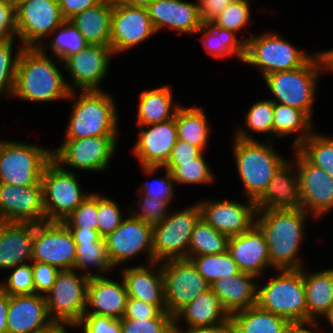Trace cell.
<instances>
[{"label": "cell", "instance_id": "1", "mask_svg": "<svg viewBox=\"0 0 333 333\" xmlns=\"http://www.w3.org/2000/svg\"><path fill=\"white\" fill-rule=\"evenodd\" d=\"M316 220L302 208L257 210L255 224L264 233L271 269H301L305 266L302 254L307 238V221Z\"/></svg>", "mask_w": 333, "mask_h": 333}, {"label": "cell", "instance_id": "2", "mask_svg": "<svg viewBox=\"0 0 333 333\" xmlns=\"http://www.w3.org/2000/svg\"><path fill=\"white\" fill-rule=\"evenodd\" d=\"M49 54L39 47L23 48L17 64L13 101L18 99L42 104L60 100L66 102L70 90L63 64Z\"/></svg>", "mask_w": 333, "mask_h": 333}, {"label": "cell", "instance_id": "3", "mask_svg": "<svg viewBox=\"0 0 333 333\" xmlns=\"http://www.w3.org/2000/svg\"><path fill=\"white\" fill-rule=\"evenodd\" d=\"M71 102L64 138L74 140L96 136H119L121 122L118 106L105 90L70 91Z\"/></svg>", "mask_w": 333, "mask_h": 333}, {"label": "cell", "instance_id": "4", "mask_svg": "<svg viewBox=\"0 0 333 333\" xmlns=\"http://www.w3.org/2000/svg\"><path fill=\"white\" fill-rule=\"evenodd\" d=\"M230 144L235 167L243 185L242 195L256 202L267 189L274 173L287 160L269 140H243L232 136ZM265 141V142H264Z\"/></svg>", "mask_w": 333, "mask_h": 333}, {"label": "cell", "instance_id": "5", "mask_svg": "<svg viewBox=\"0 0 333 333\" xmlns=\"http://www.w3.org/2000/svg\"><path fill=\"white\" fill-rule=\"evenodd\" d=\"M326 72L321 51L316 53L301 67L277 71L263 78L269 98L273 103H282L304 111L314 121V105L318 81Z\"/></svg>", "mask_w": 333, "mask_h": 333}, {"label": "cell", "instance_id": "6", "mask_svg": "<svg viewBox=\"0 0 333 333\" xmlns=\"http://www.w3.org/2000/svg\"><path fill=\"white\" fill-rule=\"evenodd\" d=\"M274 273L273 276L266 278V281L265 276L259 278L256 305L286 318L291 324L307 323L302 268L274 270Z\"/></svg>", "mask_w": 333, "mask_h": 333}, {"label": "cell", "instance_id": "7", "mask_svg": "<svg viewBox=\"0 0 333 333\" xmlns=\"http://www.w3.org/2000/svg\"><path fill=\"white\" fill-rule=\"evenodd\" d=\"M281 36L271 31L248 34L243 62L256 68L262 79L273 72L299 68L316 53H309Z\"/></svg>", "mask_w": 333, "mask_h": 333}, {"label": "cell", "instance_id": "8", "mask_svg": "<svg viewBox=\"0 0 333 333\" xmlns=\"http://www.w3.org/2000/svg\"><path fill=\"white\" fill-rule=\"evenodd\" d=\"M32 143L1 138L0 183L42 185L43 170L52 160V148Z\"/></svg>", "mask_w": 333, "mask_h": 333}, {"label": "cell", "instance_id": "9", "mask_svg": "<svg viewBox=\"0 0 333 333\" xmlns=\"http://www.w3.org/2000/svg\"><path fill=\"white\" fill-rule=\"evenodd\" d=\"M200 218L198 202L169 210L162 222L152 226L153 262L188 259L191 234Z\"/></svg>", "mask_w": 333, "mask_h": 333}, {"label": "cell", "instance_id": "10", "mask_svg": "<svg viewBox=\"0 0 333 333\" xmlns=\"http://www.w3.org/2000/svg\"><path fill=\"white\" fill-rule=\"evenodd\" d=\"M118 141V136L63 140L60 146L52 148V159L65 171L102 173L110 169Z\"/></svg>", "mask_w": 333, "mask_h": 333}, {"label": "cell", "instance_id": "11", "mask_svg": "<svg viewBox=\"0 0 333 333\" xmlns=\"http://www.w3.org/2000/svg\"><path fill=\"white\" fill-rule=\"evenodd\" d=\"M78 177L53 159L45 166L41 183L47 222H63L92 193L83 190Z\"/></svg>", "mask_w": 333, "mask_h": 333}, {"label": "cell", "instance_id": "12", "mask_svg": "<svg viewBox=\"0 0 333 333\" xmlns=\"http://www.w3.org/2000/svg\"><path fill=\"white\" fill-rule=\"evenodd\" d=\"M90 277L75 269L61 270L52 288L44 295L49 317L57 323L77 324L87 307Z\"/></svg>", "mask_w": 333, "mask_h": 333}, {"label": "cell", "instance_id": "13", "mask_svg": "<svg viewBox=\"0 0 333 333\" xmlns=\"http://www.w3.org/2000/svg\"><path fill=\"white\" fill-rule=\"evenodd\" d=\"M160 264L166 311L172 316H175L196 296L211 289V285L189 259H170Z\"/></svg>", "mask_w": 333, "mask_h": 333}, {"label": "cell", "instance_id": "14", "mask_svg": "<svg viewBox=\"0 0 333 333\" xmlns=\"http://www.w3.org/2000/svg\"><path fill=\"white\" fill-rule=\"evenodd\" d=\"M112 58H115L112 48L102 45H87L67 57L62 64L65 74L69 75L65 78L69 90H104L101 83L109 76L107 73L110 74Z\"/></svg>", "mask_w": 333, "mask_h": 333}, {"label": "cell", "instance_id": "15", "mask_svg": "<svg viewBox=\"0 0 333 333\" xmlns=\"http://www.w3.org/2000/svg\"><path fill=\"white\" fill-rule=\"evenodd\" d=\"M63 18L58 0H29L16 8V39L24 47H40Z\"/></svg>", "mask_w": 333, "mask_h": 333}, {"label": "cell", "instance_id": "16", "mask_svg": "<svg viewBox=\"0 0 333 333\" xmlns=\"http://www.w3.org/2000/svg\"><path fill=\"white\" fill-rule=\"evenodd\" d=\"M104 239L114 268L127 266L139 255H146L144 264L153 262L152 225L137 220L130 214Z\"/></svg>", "mask_w": 333, "mask_h": 333}, {"label": "cell", "instance_id": "17", "mask_svg": "<svg viewBox=\"0 0 333 333\" xmlns=\"http://www.w3.org/2000/svg\"><path fill=\"white\" fill-rule=\"evenodd\" d=\"M292 158L298 172L301 208L317 222L333 211V178L311 164L296 148Z\"/></svg>", "mask_w": 333, "mask_h": 333}, {"label": "cell", "instance_id": "18", "mask_svg": "<svg viewBox=\"0 0 333 333\" xmlns=\"http://www.w3.org/2000/svg\"><path fill=\"white\" fill-rule=\"evenodd\" d=\"M155 34L146 7L113 3L110 47L115 56L133 51Z\"/></svg>", "mask_w": 333, "mask_h": 333}, {"label": "cell", "instance_id": "19", "mask_svg": "<svg viewBox=\"0 0 333 333\" xmlns=\"http://www.w3.org/2000/svg\"><path fill=\"white\" fill-rule=\"evenodd\" d=\"M75 260L76 244L63 222L34 224L32 261L70 270L74 269Z\"/></svg>", "mask_w": 333, "mask_h": 333}, {"label": "cell", "instance_id": "20", "mask_svg": "<svg viewBox=\"0 0 333 333\" xmlns=\"http://www.w3.org/2000/svg\"><path fill=\"white\" fill-rule=\"evenodd\" d=\"M246 202L235 199H210L197 200L201 217L214 229L229 237L248 231L256 218L255 202L244 198Z\"/></svg>", "mask_w": 333, "mask_h": 333}, {"label": "cell", "instance_id": "21", "mask_svg": "<svg viewBox=\"0 0 333 333\" xmlns=\"http://www.w3.org/2000/svg\"><path fill=\"white\" fill-rule=\"evenodd\" d=\"M0 221L39 224L46 221L42 185L0 183Z\"/></svg>", "mask_w": 333, "mask_h": 333}, {"label": "cell", "instance_id": "22", "mask_svg": "<svg viewBox=\"0 0 333 333\" xmlns=\"http://www.w3.org/2000/svg\"><path fill=\"white\" fill-rule=\"evenodd\" d=\"M132 156L139 167H163L178 140L175 118L138 128Z\"/></svg>", "mask_w": 333, "mask_h": 333}, {"label": "cell", "instance_id": "23", "mask_svg": "<svg viewBox=\"0 0 333 333\" xmlns=\"http://www.w3.org/2000/svg\"><path fill=\"white\" fill-rule=\"evenodd\" d=\"M146 8L156 33L168 29L177 35L195 36L203 24L197 0H153Z\"/></svg>", "mask_w": 333, "mask_h": 333}, {"label": "cell", "instance_id": "24", "mask_svg": "<svg viewBox=\"0 0 333 333\" xmlns=\"http://www.w3.org/2000/svg\"><path fill=\"white\" fill-rule=\"evenodd\" d=\"M228 251L241 272L261 278L271 270L268 245L264 233L256 224L248 231L230 237Z\"/></svg>", "mask_w": 333, "mask_h": 333}, {"label": "cell", "instance_id": "25", "mask_svg": "<svg viewBox=\"0 0 333 333\" xmlns=\"http://www.w3.org/2000/svg\"><path fill=\"white\" fill-rule=\"evenodd\" d=\"M118 270L121 271L120 277L124 281L128 297L155 304L161 311H166L160 262L127 265Z\"/></svg>", "mask_w": 333, "mask_h": 333}, {"label": "cell", "instance_id": "26", "mask_svg": "<svg viewBox=\"0 0 333 333\" xmlns=\"http://www.w3.org/2000/svg\"><path fill=\"white\" fill-rule=\"evenodd\" d=\"M53 323L48 314L44 295L34 293L9 296L8 333H38Z\"/></svg>", "mask_w": 333, "mask_h": 333}, {"label": "cell", "instance_id": "27", "mask_svg": "<svg viewBox=\"0 0 333 333\" xmlns=\"http://www.w3.org/2000/svg\"><path fill=\"white\" fill-rule=\"evenodd\" d=\"M128 293L123 279L109 275L90 277L87 287V307L84 314H96L122 319Z\"/></svg>", "mask_w": 333, "mask_h": 333}, {"label": "cell", "instance_id": "28", "mask_svg": "<svg viewBox=\"0 0 333 333\" xmlns=\"http://www.w3.org/2000/svg\"><path fill=\"white\" fill-rule=\"evenodd\" d=\"M290 160L274 173L264 194L255 202L257 210L301 208L298 172L295 161Z\"/></svg>", "mask_w": 333, "mask_h": 333}, {"label": "cell", "instance_id": "29", "mask_svg": "<svg viewBox=\"0 0 333 333\" xmlns=\"http://www.w3.org/2000/svg\"><path fill=\"white\" fill-rule=\"evenodd\" d=\"M33 223L0 221V273L32 262Z\"/></svg>", "mask_w": 333, "mask_h": 333}, {"label": "cell", "instance_id": "30", "mask_svg": "<svg viewBox=\"0 0 333 333\" xmlns=\"http://www.w3.org/2000/svg\"><path fill=\"white\" fill-rule=\"evenodd\" d=\"M259 278L253 274L241 272L238 275L218 279L211 285L225 311L233 313L257 304Z\"/></svg>", "mask_w": 333, "mask_h": 333}, {"label": "cell", "instance_id": "31", "mask_svg": "<svg viewBox=\"0 0 333 333\" xmlns=\"http://www.w3.org/2000/svg\"><path fill=\"white\" fill-rule=\"evenodd\" d=\"M229 318L218 295L210 289L182 308L174 316V322L175 328L215 326L225 323Z\"/></svg>", "mask_w": 333, "mask_h": 333}, {"label": "cell", "instance_id": "32", "mask_svg": "<svg viewBox=\"0 0 333 333\" xmlns=\"http://www.w3.org/2000/svg\"><path fill=\"white\" fill-rule=\"evenodd\" d=\"M136 108V125L138 127L169 121L181 104L175 103L173 89L170 85L157 86L139 92Z\"/></svg>", "mask_w": 333, "mask_h": 333}, {"label": "cell", "instance_id": "33", "mask_svg": "<svg viewBox=\"0 0 333 333\" xmlns=\"http://www.w3.org/2000/svg\"><path fill=\"white\" fill-rule=\"evenodd\" d=\"M302 267L306 291L307 323L318 322L333 306V267L320 271ZM319 318V319H318Z\"/></svg>", "mask_w": 333, "mask_h": 333}, {"label": "cell", "instance_id": "34", "mask_svg": "<svg viewBox=\"0 0 333 333\" xmlns=\"http://www.w3.org/2000/svg\"><path fill=\"white\" fill-rule=\"evenodd\" d=\"M198 33L202 34L200 40L207 55L216 59L223 58V60L234 56L243 63L247 41L246 33L242 34L244 38H240L237 33L221 28L213 21L203 22L196 34Z\"/></svg>", "mask_w": 333, "mask_h": 333}, {"label": "cell", "instance_id": "35", "mask_svg": "<svg viewBox=\"0 0 333 333\" xmlns=\"http://www.w3.org/2000/svg\"><path fill=\"white\" fill-rule=\"evenodd\" d=\"M112 12L113 2L104 0L75 15L69 21L75 25L89 45L110 46Z\"/></svg>", "mask_w": 333, "mask_h": 333}, {"label": "cell", "instance_id": "36", "mask_svg": "<svg viewBox=\"0 0 333 333\" xmlns=\"http://www.w3.org/2000/svg\"><path fill=\"white\" fill-rule=\"evenodd\" d=\"M203 106L183 104L178 108L175 114L178 140L185 141L203 152H208L210 135L212 128L206 110Z\"/></svg>", "mask_w": 333, "mask_h": 333}, {"label": "cell", "instance_id": "37", "mask_svg": "<svg viewBox=\"0 0 333 333\" xmlns=\"http://www.w3.org/2000/svg\"><path fill=\"white\" fill-rule=\"evenodd\" d=\"M314 121L302 110L282 103H274L273 135L277 139L292 137L293 149L307 139L314 130ZM290 135V136H289Z\"/></svg>", "mask_w": 333, "mask_h": 333}, {"label": "cell", "instance_id": "38", "mask_svg": "<svg viewBox=\"0 0 333 333\" xmlns=\"http://www.w3.org/2000/svg\"><path fill=\"white\" fill-rule=\"evenodd\" d=\"M234 333H286L291 323L254 305L230 316Z\"/></svg>", "mask_w": 333, "mask_h": 333}, {"label": "cell", "instance_id": "39", "mask_svg": "<svg viewBox=\"0 0 333 333\" xmlns=\"http://www.w3.org/2000/svg\"><path fill=\"white\" fill-rule=\"evenodd\" d=\"M243 118L245 126L236 127L234 134L232 132L234 137L243 140H257V133V135H265L263 140H275L273 139L274 103L269 98L253 102Z\"/></svg>", "mask_w": 333, "mask_h": 333}, {"label": "cell", "instance_id": "40", "mask_svg": "<svg viewBox=\"0 0 333 333\" xmlns=\"http://www.w3.org/2000/svg\"><path fill=\"white\" fill-rule=\"evenodd\" d=\"M75 244V270L80 271L88 277L105 276L111 274V272L115 270L108 257L104 238L101 241H95L93 243ZM94 270H96V272Z\"/></svg>", "mask_w": 333, "mask_h": 333}, {"label": "cell", "instance_id": "41", "mask_svg": "<svg viewBox=\"0 0 333 333\" xmlns=\"http://www.w3.org/2000/svg\"><path fill=\"white\" fill-rule=\"evenodd\" d=\"M87 45L89 44L75 25L69 20H65L50 34L39 48L45 54L50 52L51 56L63 62L67 57L76 54Z\"/></svg>", "mask_w": 333, "mask_h": 333}, {"label": "cell", "instance_id": "42", "mask_svg": "<svg viewBox=\"0 0 333 333\" xmlns=\"http://www.w3.org/2000/svg\"><path fill=\"white\" fill-rule=\"evenodd\" d=\"M229 236L210 226L202 217L196 223L188 247V259L194 256L220 254L228 250Z\"/></svg>", "mask_w": 333, "mask_h": 333}, {"label": "cell", "instance_id": "43", "mask_svg": "<svg viewBox=\"0 0 333 333\" xmlns=\"http://www.w3.org/2000/svg\"><path fill=\"white\" fill-rule=\"evenodd\" d=\"M190 260L210 285L218 279L241 273L228 250L220 254L194 256Z\"/></svg>", "mask_w": 333, "mask_h": 333}, {"label": "cell", "instance_id": "44", "mask_svg": "<svg viewBox=\"0 0 333 333\" xmlns=\"http://www.w3.org/2000/svg\"><path fill=\"white\" fill-rule=\"evenodd\" d=\"M206 152H203L198 158L192 162L182 163L180 166H163L169 170L175 180L176 187L178 185H202L206 186L216 182L215 171L207 161ZM211 167V168H210Z\"/></svg>", "mask_w": 333, "mask_h": 333}, {"label": "cell", "instance_id": "45", "mask_svg": "<svg viewBox=\"0 0 333 333\" xmlns=\"http://www.w3.org/2000/svg\"><path fill=\"white\" fill-rule=\"evenodd\" d=\"M140 170L142 173L148 177L154 176L156 174H163L159 179L142 181L141 186L136 189V193H142L143 195L148 196L149 198L154 197L157 200H164L170 205L176 199L175 189L176 184L175 180L172 177V174L169 170L164 167H146L141 166ZM175 195V196H174Z\"/></svg>", "mask_w": 333, "mask_h": 333}, {"label": "cell", "instance_id": "46", "mask_svg": "<svg viewBox=\"0 0 333 333\" xmlns=\"http://www.w3.org/2000/svg\"><path fill=\"white\" fill-rule=\"evenodd\" d=\"M313 132L296 149L311 163L325 171L333 165V136Z\"/></svg>", "mask_w": 333, "mask_h": 333}, {"label": "cell", "instance_id": "47", "mask_svg": "<svg viewBox=\"0 0 333 333\" xmlns=\"http://www.w3.org/2000/svg\"><path fill=\"white\" fill-rule=\"evenodd\" d=\"M16 41L19 43L16 38L0 43V98L7 96V100L12 99L18 59L23 48H25L20 43L15 50Z\"/></svg>", "mask_w": 333, "mask_h": 333}, {"label": "cell", "instance_id": "48", "mask_svg": "<svg viewBox=\"0 0 333 333\" xmlns=\"http://www.w3.org/2000/svg\"><path fill=\"white\" fill-rule=\"evenodd\" d=\"M121 207L112 197L97 193V231L103 238L112 233L129 214V209L125 214Z\"/></svg>", "mask_w": 333, "mask_h": 333}, {"label": "cell", "instance_id": "49", "mask_svg": "<svg viewBox=\"0 0 333 333\" xmlns=\"http://www.w3.org/2000/svg\"><path fill=\"white\" fill-rule=\"evenodd\" d=\"M251 7H253L251 0H235L216 16L213 22L237 34L245 32L249 24L251 25Z\"/></svg>", "mask_w": 333, "mask_h": 333}, {"label": "cell", "instance_id": "50", "mask_svg": "<svg viewBox=\"0 0 333 333\" xmlns=\"http://www.w3.org/2000/svg\"><path fill=\"white\" fill-rule=\"evenodd\" d=\"M139 197V198H138ZM136 204L137 206L133 205ZM129 209V214L144 223L155 225L162 222L169 213L171 206L164 200H157L154 197L149 198L142 193H138L137 199H133Z\"/></svg>", "mask_w": 333, "mask_h": 333}, {"label": "cell", "instance_id": "51", "mask_svg": "<svg viewBox=\"0 0 333 333\" xmlns=\"http://www.w3.org/2000/svg\"><path fill=\"white\" fill-rule=\"evenodd\" d=\"M9 276L0 279V287L9 295H30L35 293L32 262L18 265L7 271ZM6 278V279H5Z\"/></svg>", "mask_w": 333, "mask_h": 333}, {"label": "cell", "instance_id": "52", "mask_svg": "<svg viewBox=\"0 0 333 333\" xmlns=\"http://www.w3.org/2000/svg\"><path fill=\"white\" fill-rule=\"evenodd\" d=\"M123 333H174V316L162 311L152 319H121Z\"/></svg>", "mask_w": 333, "mask_h": 333}, {"label": "cell", "instance_id": "53", "mask_svg": "<svg viewBox=\"0 0 333 333\" xmlns=\"http://www.w3.org/2000/svg\"><path fill=\"white\" fill-rule=\"evenodd\" d=\"M63 223L68 228L97 230V192L92 191Z\"/></svg>", "mask_w": 333, "mask_h": 333}, {"label": "cell", "instance_id": "54", "mask_svg": "<svg viewBox=\"0 0 333 333\" xmlns=\"http://www.w3.org/2000/svg\"><path fill=\"white\" fill-rule=\"evenodd\" d=\"M82 333H123L121 319L96 314H84L76 324Z\"/></svg>", "mask_w": 333, "mask_h": 333}, {"label": "cell", "instance_id": "55", "mask_svg": "<svg viewBox=\"0 0 333 333\" xmlns=\"http://www.w3.org/2000/svg\"><path fill=\"white\" fill-rule=\"evenodd\" d=\"M32 270L35 293L41 295H45L52 288L61 271L53 265L37 261H32Z\"/></svg>", "mask_w": 333, "mask_h": 333}, {"label": "cell", "instance_id": "56", "mask_svg": "<svg viewBox=\"0 0 333 333\" xmlns=\"http://www.w3.org/2000/svg\"><path fill=\"white\" fill-rule=\"evenodd\" d=\"M16 38V8L10 0H0V43Z\"/></svg>", "mask_w": 333, "mask_h": 333}, {"label": "cell", "instance_id": "57", "mask_svg": "<svg viewBox=\"0 0 333 333\" xmlns=\"http://www.w3.org/2000/svg\"><path fill=\"white\" fill-rule=\"evenodd\" d=\"M202 153L203 151L199 147L177 140L164 166H180L182 163L192 162Z\"/></svg>", "mask_w": 333, "mask_h": 333}, {"label": "cell", "instance_id": "58", "mask_svg": "<svg viewBox=\"0 0 333 333\" xmlns=\"http://www.w3.org/2000/svg\"><path fill=\"white\" fill-rule=\"evenodd\" d=\"M162 311L155 305L136 298L128 297L123 318L126 319H152Z\"/></svg>", "mask_w": 333, "mask_h": 333}, {"label": "cell", "instance_id": "59", "mask_svg": "<svg viewBox=\"0 0 333 333\" xmlns=\"http://www.w3.org/2000/svg\"><path fill=\"white\" fill-rule=\"evenodd\" d=\"M235 0H197L202 22L213 21L228 5Z\"/></svg>", "mask_w": 333, "mask_h": 333}, {"label": "cell", "instance_id": "60", "mask_svg": "<svg viewBox=\"0 0 333 333\" xmlns=\"http://www.w3.org/2000/svg\"><path fill=\"white\" fill-rule=\"evenodd\" d=\"M104 0H58L61 14L65 20H70L85 9L102 3Z\"/></svg>", "mask_w": 333, "mask_h": 333}, {"label": "cell", "instance_id": "61", "mask_svg": "<svg viewBox=\"0 0 333 333\" xmlns=\"http://www.w3.org/2000/svg\"><path fill=\"white\" fill-rule=\"evenodd\" d=\"M174 333H234V327L229 318L225 323L215 326L175 328Z\"/></svg>", "mask_w": 333, "mask_h": 333}, {"label": "cell", "instance_id": "62", "mask_svg": "<svg viewBox=\"0 0 333 333\" xmlns=\"http://www.w3.org/2000/svg\"><path fill=\"white\" fill-rule=\"evenodd\" d=\"M73 236L75 243H93L101 241L103 237L95 229L68 228Z\"/></svg>", "mask_w": 333, "mask_h": 333}, {"label": "cell", "instance_id": "63", "mask_svg": "<svg viewBox=\"0 0 333 333\" xmlns=\"http://www.w3.org/2000/svg\"><path fill=\"white\" fill-rule=\"evenodd\" d=\"M9 295L0 287V333H8L7 314Z\"/></svg>", "mask_w": 333, "mask_h": 333}, {"label": "cell", "instance_id": "64", "mask_svg": "<svg viewBox=\"0 0 333 333\" xmlns=\"http://www.w3.org/2000/svg\"><path fill=\"white\" fill-rule=\"evenodd\" d=\"M286 333H322L318 322L291 324Z\"/></svg>", "mask_w": 333, "mask_h": 333}, {"label": "cell", "instance_id": "65", "mask_svg": "<svg viewBox=\"0 0 333 333\" xmlns=\"http://www.w3.org/2000/svg\"><path fill=\"white\" fill-rule=\"evenodd\" d=\"M71 328L76 331L77 325L72 323L54 322L49 328L39 331L38 333H69V329Z\"/></svg>", "mask_w": 333, "mask_h": 333}, {"label": "cell", "instance_id": "66", "mask_svg": "<svg viewBox=\"0 0 333 333\" xmlns=\"http://www.w3.org/2000/svg\"><path fill=\"white\" fill-rule=\"evenodd\" d=\"M325 320L327 323L326 324H324L325 326L328 324V326H327V328H328V330H326L325 331V328L326 327H324V325H322V321L323 320ZM318 323H319V325H320V327H321V331H322V333H333V306L328 310V312L321 318V320L320 321H318ZM323 327H324V329H323ZM331 332H330V331ZM328 331V332H327Z\"/></svg>", "mask_w": 333, "mask_h": 333}, {"label": "cell", "instance_id": "67", "mask_svg": "<svg viewBox=\"0 0 333 333\" xmlns=\"http://www.w3.org/2000/svg\"><path fill=\"white\" fill-rule=\"evenodd\" d=\"M113 3L147 7L153 0H111Z\"/></svg>", "mask_w": 333, "mask_h": 333}, {"label": "cell", "instance_id": "68", "mask_svg": "<svg viewBox=\"0 0 333 333\" xmlns=\"http://www.w3.org/2000/svg\"><path fill=\"white\" fill-rule=\"evenodd\" d=\"M10 1L13 3L14 7L17 8L20 4L29 0H10Z\"/></svg>", "mask_w": 333, "mask_h": 333}, {"label": "cell", "instance_id": "69", "mask_svg": "<svg viewBox=\"0 0 333 333\" xmlns=\"http://www.w3.org/2000/svg\"><path fill=\"white\" fill-rule=\"evenodd\" d=\"M327 172L333 178V165L328 169Z\"/></svg>", "mask_w": 333, "mask_h": 333}]
</instances>
